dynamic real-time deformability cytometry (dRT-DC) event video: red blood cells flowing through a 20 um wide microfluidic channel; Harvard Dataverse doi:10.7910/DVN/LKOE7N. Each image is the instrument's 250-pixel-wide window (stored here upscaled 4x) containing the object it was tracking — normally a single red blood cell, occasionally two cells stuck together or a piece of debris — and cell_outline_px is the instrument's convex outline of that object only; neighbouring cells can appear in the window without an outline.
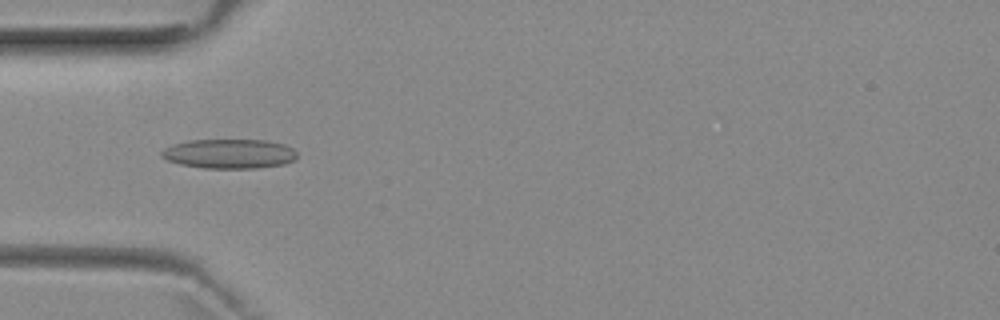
{"species": "common noctule bat (a hibernating species)", "species_latin": "Nyctalus noctula", "temperature_condition": "room temperature", "stored_images_in_passage": 7, "camera_frame_rate_fps": 3000, "um_per_image_px": 0.085, "animal": {"sex": "female", "body_mass_g": 29.2, "forearm_length_mm": 56.3}, "frame": {"image": 1, "passage_image": 5, "time_ms": 5.333, "image_size_px": [1000, 320], "cell_outline_px": [[296, 156], [292, 160], [284, 164], [256, 168], [204, 168], [180, 164], [168, 160], [160, 156], [160, 152], [164, 148], [188, 140], [264, 140], [284, 144], [292, 148], [296, 152]], "centroid_in_image_um": [19.47, 13.07], "position_along_channel_um": 65.5, "area_um2": 23.12}}
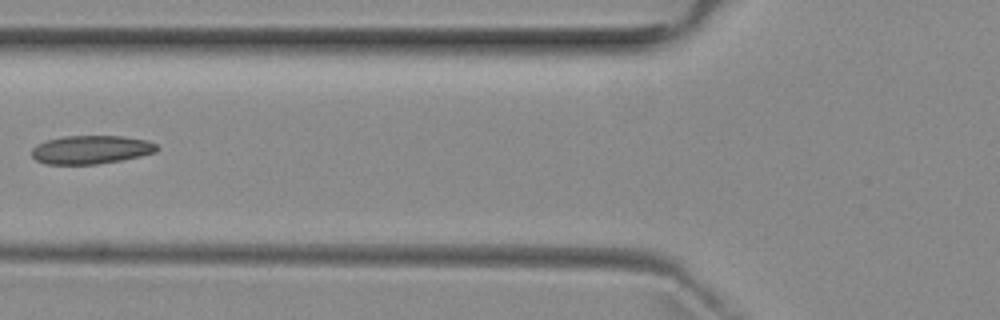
{"frame": {"image": 2, "passage_image": 6, "time_ms": 6.667, "image_size_px": [1000, 320], "cell_outline_px": [[160, 148], [156, 152], [140, 156], [120, 160], [96, 164], [44, 164], [36, 160], [32, 156], [32, 148], [36, 144], [48, 140], [64, 136], [124, 136], [148, 140], [156, 144]], "centroid_in_image_um": [7.75, 12.72], "position_along_channel_um": 118.1, "area_um2": 20.81}}
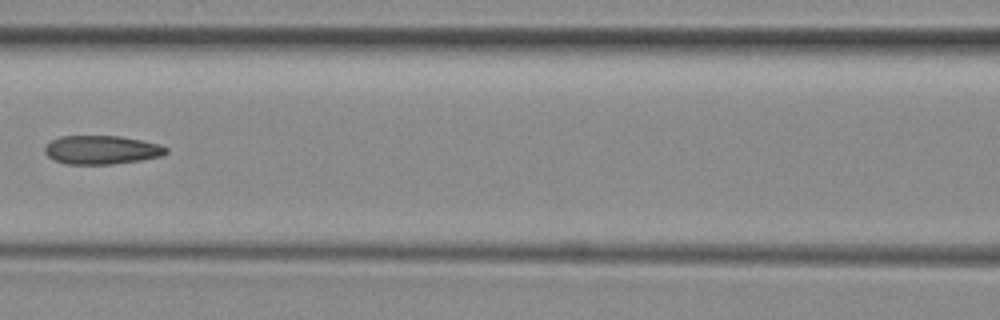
{"frame": {"image": 3, "passage_image": 7, "time_ms": 7.667, "image_size_px": [1000, 320], "cell_outline_px": [[168, 152], [164, 156], [140, 160], [112, 164], [64, 164], [48, 156], [44, 152], [44, 148], [52, 140], [60, 136], [120, 136], [160, 144], [168, 148]], "centroid_in_image_um": [8.66, 12.74], "position_along_channel_um": 157.9, "area_um2": 20.29}}